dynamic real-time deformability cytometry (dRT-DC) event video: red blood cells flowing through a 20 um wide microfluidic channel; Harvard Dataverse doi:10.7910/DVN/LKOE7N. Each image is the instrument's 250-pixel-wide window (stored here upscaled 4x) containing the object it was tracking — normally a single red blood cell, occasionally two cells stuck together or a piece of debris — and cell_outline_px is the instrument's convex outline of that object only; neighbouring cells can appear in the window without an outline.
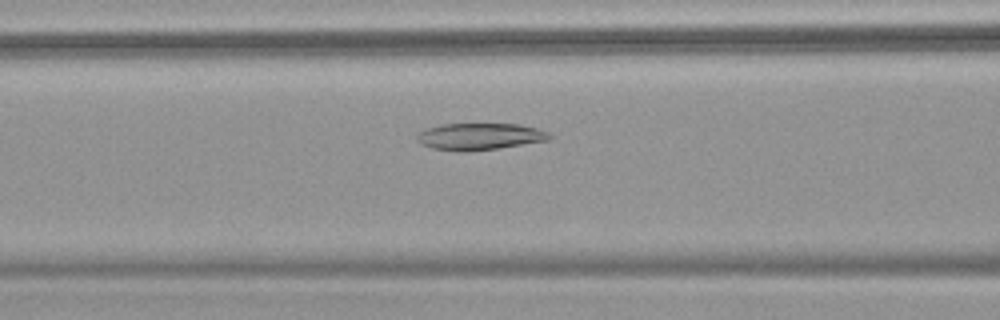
{"species": "common noctule bat (a hibernating species)", "species_latin": "Nyctalus noctula", "temperature_condition": "warm", "stored_images_in_passage": 52, "camera_frame_rate_fps": 3000, "um_per_image_px": 0.085, "animal": {"sex": "female", "body_mass_g": 18.4}, "frame": {"image": 1, "passage_image": 21, "time_ms": 6.667, "image_size_px": [1000, 320], "cell_outline_px": [[552, 136], [548, 140], [496, 148], [468, 152], [460, 152], [432, 148], [420, 144], [416, 140], [416, 136], [420, 132], [428, 128], [440, 124], [520, 124], [536, 128], [548, 132]], "centroid_in_image_um": [40.73, 11.6], "position_along_channel_um": 125.9, "area_um2": 20.63}}
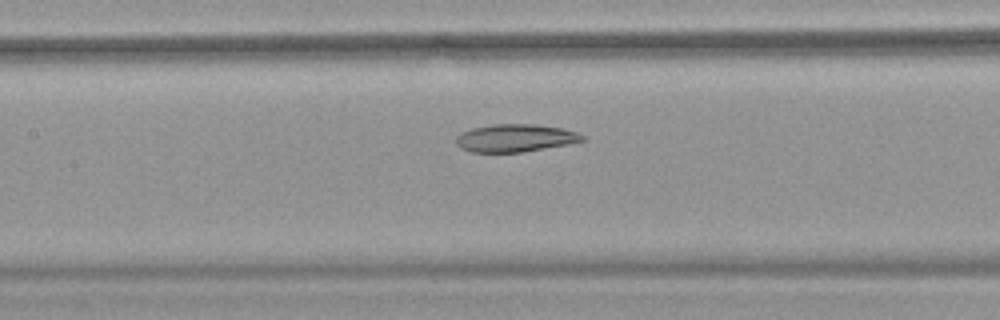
{"frame": {"image": 2, "passage_image": 24, "time_ms": 7.667, "image_size_px": [1000, 320], "cell_outline_px": [[584, 140], [568, 144], [520, 152], [472, 152], [460, 148], [456, 144], [456, 136], [460, 132], [472, 128], [492, 124], [536, 124], [560, 128], [576, 132], [584, 136]], "centroid_in_image_um": [43.74, 11.73], "position_along_channel_um": 163.7, "area_um2": 20.29}}
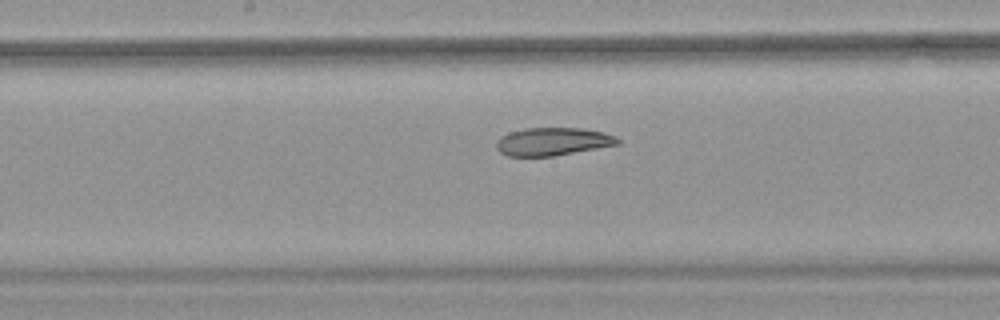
{"frame": {"image": 3, "passage_image": 27, "time_ms": 8.667, "image_size_px": [1000, 320], "cell_outline_px": [[620, 144], [552, 156], [508, 156], [500, 152], [496, 148], [496, 140], [500, 136], [508, 132], [524, 128], [580, 128], [604, 132], [616, 136], [620, 140]], "centroid_in_image_um": [46.96, 12.02], "position_along_channel_um": 201.2, "area_um2": 19.83}}